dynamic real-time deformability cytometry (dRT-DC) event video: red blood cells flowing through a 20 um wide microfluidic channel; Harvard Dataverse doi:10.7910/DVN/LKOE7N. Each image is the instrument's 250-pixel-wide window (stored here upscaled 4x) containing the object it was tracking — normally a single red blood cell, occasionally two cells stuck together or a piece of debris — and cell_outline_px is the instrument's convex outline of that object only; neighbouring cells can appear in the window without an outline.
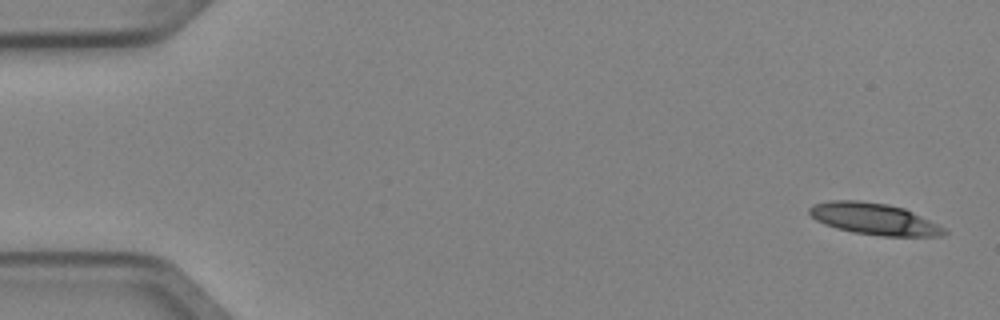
{"species": "Egyptian fruit bat (a non-hibernating species)", "species_latin": "Rousettus aegyptiacus", "temperature_condition": "cold", "stored_images_in_passage": 6, "camera_frame_rate_fps": 3000, "um_per_image_px": 0.085, "animal": {"sex": "female"}, "frame": {"image": 1, "passage_image": 1, "time_ms": 0.0, "image_size_px": [1000, 320], "cell_outline_px": [[948, 232], [940, 236], [880, 236], [852, 232], [836, 228], [824, 224], [816, 220], [808, 212], [808, 208], [812, 204], [828, 200], [860, 200], [888, 204], [904, 208], [944, 228]], "centroid_in_image_um": [74.23, 18.6], "position_along_channel_um": 10.8, "area_um2": 24.8}}
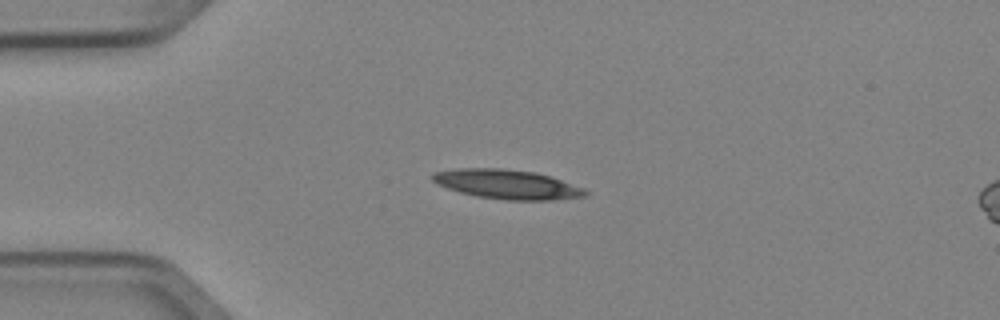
{"frame": {"image": 2, "passage_image": 4, "time_ms": 1.0, "image_size_px": [1000, 320], "cell_outline_px": [[588, 196], [552, 200], [504, 200], [476, 196], [460, 192], [436, 184], [432, 180], [432, 172], [460, 168], [500, 168], [536, 172], [584, 188], [588, 192]], "centroid_in_image_um": [43.09, 15.67], "position_along_channel_um": 41.9, "area_um2": 26.13}}
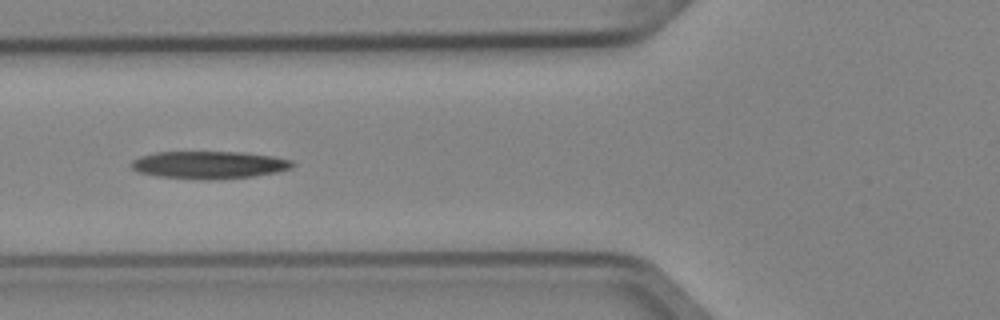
{"frame": {"image": 3, "passage_image": 6, "time_ms": 1.667, "image_size_px": [1000, 320], "cell_outline_px": [[296, 164], [292, 168], [276, 172], [252, 176], [208, 180], [204, 180], [156, 176], [140, 172], [132, 168], [128, 164], [132, 160], [140, 156], [156, 152], [244, 152], [272, 156], [292, 160]], "centroid_in_image_um": [17.76, 14.01], "position_along_channel_um": 108.0, "area_um2": 25.95}}